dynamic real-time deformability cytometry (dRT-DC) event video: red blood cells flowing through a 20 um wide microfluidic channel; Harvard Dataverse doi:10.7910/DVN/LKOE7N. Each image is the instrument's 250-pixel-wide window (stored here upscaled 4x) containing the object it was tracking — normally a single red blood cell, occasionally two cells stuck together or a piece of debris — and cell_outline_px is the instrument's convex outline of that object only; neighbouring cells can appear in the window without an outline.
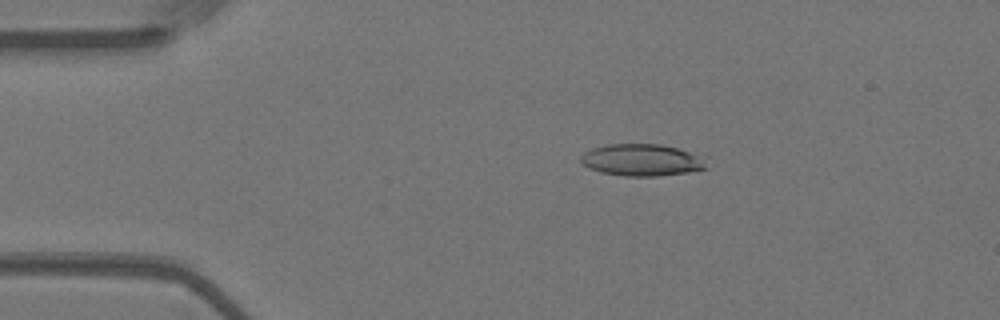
{"species": "Egyptian fruit bat (a non-hibernating species)", "species_latin": "Rousettus aegyptiacus", "temperature_condition": "warm", "stored_images_in_passage": 7, "camera_frame_rate_fps": 3000, "um_per_image_px": 0.085, "animal": {"sex": "female"}, "frame": {"image": 1, "passage_image": 3, "time_ms": 0.667, "image_size_px": [1000, 320], "cell_outline_px": [[708, 168], [688, 172], [656, 176], [624, 176], [600, 172], [588, 168], [580, 160], [580, 156], [584, 152], [592, 148], [608, 144], [660, 144], [676, 148], [704, 156]], "centroid_in_image_um": [54.56, 13.6], "position_along_channel_um": 30.4, "area_um2": 23.47}}